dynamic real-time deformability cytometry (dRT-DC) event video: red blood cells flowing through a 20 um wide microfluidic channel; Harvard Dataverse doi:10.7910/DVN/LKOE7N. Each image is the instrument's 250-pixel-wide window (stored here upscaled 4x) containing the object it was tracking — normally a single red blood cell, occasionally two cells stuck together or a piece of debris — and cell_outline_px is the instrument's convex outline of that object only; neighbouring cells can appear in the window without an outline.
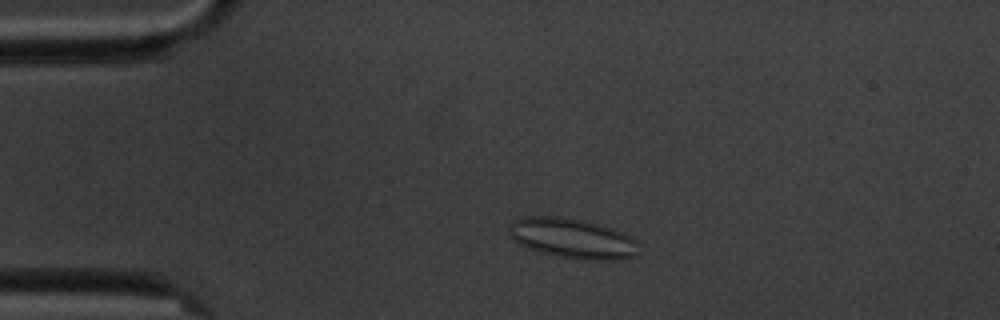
{"species": "common noctule bat (a hibernating species)", "species_latin": "Nyctalus noctula", "temperature_condition": "cold", "stored_images_in_passage": 2, "camera_frame_rate_fps": 3000, "um_per_image_px": 0.085, "animal": {"sex": "male", "body_mass_g": 20.1, "forearm_length_mm": 53.5}, "frame": {"image": 1, "passage_image": 1, "time_ms": 0.0, "image_size_px": [1000, 320], "cell_outline_px": [[636, 256], [624, 260], [580, 260], [540, 252], [528, 248], [520, 244], [508, 232], [512, 220], [524, 216], [560, 216], [584, 220], [600, 224], [624, 232], [632, 236], [636, 240]], "centroid_in_image_um": [48.68, 20.25], "position_along_channel_um": 36.3, "area_um2": 30.52}}